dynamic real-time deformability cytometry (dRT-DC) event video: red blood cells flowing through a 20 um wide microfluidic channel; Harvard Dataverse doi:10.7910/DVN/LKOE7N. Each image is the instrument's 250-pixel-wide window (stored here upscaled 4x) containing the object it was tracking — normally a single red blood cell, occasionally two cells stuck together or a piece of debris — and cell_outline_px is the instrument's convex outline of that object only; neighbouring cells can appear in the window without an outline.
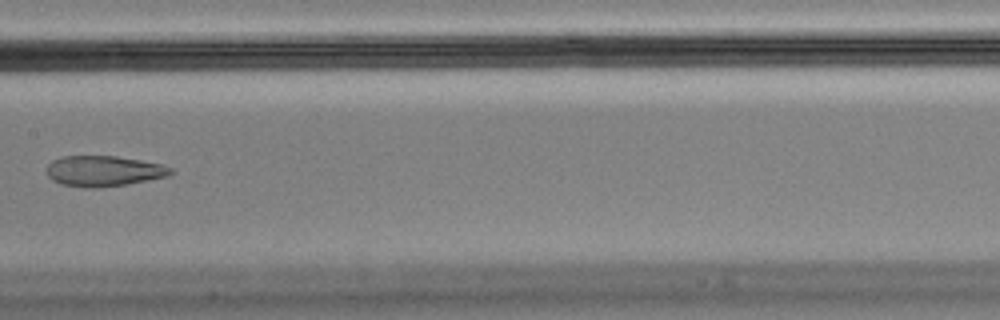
{"species": "Egyptian fruit bat (a non-hibernating species)", "species_latin": "Rousettus aegyptiacus", "temperature_condition": "cold", "stored_images_in_passage": 7, "camera_frame_rate_fps": 3000, "um_per_image_px": 0.085, "animal": {"sex": "male"}, "frame": {"image": 1, "passage_image": 7, "time_ms": 2.0, "image_size_px": [1000, 320], "cell_outline_px": [[172, 172], [168, 176], [124, 184], [96, 188], [84, 188], [60, 184], [52, 180], [48, 176], [48, 164], [52, 160], [60, 156], [116, 156], [140, 160], [160, 164], [172, 168]], "centroid_in_image_um": [8.76, 14.53], "position_along_channel_um": 198.6, "area_um2": 21.96}}